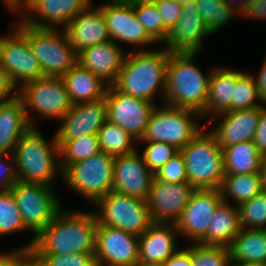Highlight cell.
Wrapping results in <instances>:
<instances>
[{"label":"cell","mask_w":266,"mask_h":266,"mask_svg":"<svg viewBox=\"0 0 266 266\" xmlns=\"http://www.w3.org/2000/svg\"><path fill=\"white\" fill-rule=\"evenodd\" d=\"M114 157L100 152L70 165L62 178L66 185L94 204L113 191Z\"/></svg>","instance_id":"8fae6325"},{"label":"cell","mask_w":266,"mask_h":266,"mask_svg":"<svg viewBox=\"0 0 266 266\" xmlns=\"http://www.w3.org/2000/svg\"><path fill=\"white\" fill-rule=\"evenodd\" d=\"M254 144L263 156H266V106H261V115L258 122V127L253 137Z\"/></svg>","instance_id":"7dc6e473"},{"label":"cell","mask_w":266,"mask_h":266,"mask_svg":"<svg viewBox=\"0 0 266 266\" xmlns=\"http://www.w3.org/2000/svg\"><path fill=\"white\" fill-rule=\"evenodd\" d=\"M94 204L98 210L94 211L98 225L119 228L140 236L153 223L147 200L141 198L111 191Z\"/></svg>","instance_id":"9c48e42d"},{"label":"cell","mask_w":266,"mask_h":266,"mask_svg":"<svg viewBox=\"0 0 266 266\" xmlns=\"http://www.w3.org/2000/svg\"><path fill=\"white\" fill-rule=\"evenodd\" d=\"M222 201L220 189H196L175 223L179 235L198 243L206 235L215 210Z\"/></svg>","instance_id":"9a60e30c"},{"label":"cell","mask_w":266,"mask_h":266,"mask_svg":"<svg viewBox=\"0 0 266 266\" xmlns=\"http://www.w3.org/2000/svg\"><path fill=\"white\" fill-rule=\"evenodd\" d=\"M91 1L30 0L26 13L23 12L24 16H22L23 19L21 17V20L25 24L37 28H60V26L64 28L75 16L85 11L91 5Z\"/></svg>","instance_id":"ffe728a7"},{"label":"cell","mask_w":266,"mask_h":266,"mask_svg":"<svg viewBox=\"0 0 266 266\" xmlns=\"http://www.w3.org/2000/svg\"><path fill=\"white\" fill-rule=\"evenodd\" d=\"M34 255L32 248H17L11 252H0V266H29Z\"/></svg>","instance_id":"bcb514c9"},{"label":"cell","mask_w":266,"mask_h":266,"mask_svg":"<svg viewBox=\"0 0 266 266\" xmlns=\"http://www.w3.org/2000/svg\"><path fill=\"white\" fill-rule=\"evenodd\" d=\"M229 249L231 264L266 262V229L241 228Z\"/></svg>","instance_id":"f546056e"},{"label":"cell","mask_w":266,"mask_h":266,"mask_svg":"<svg viewBox=\"0 0 266 266\" xmlns=\"http://www.w3.org/2000/svg\"><path fill=\"white\" fill-rule=\"evenodd\" d=\"M105 96L107 120L120 126L139 142L156 105L148 100L125 94L113 85H108Z\"/></svg>","instance_id":"4fadbf2b"},{"label":"cell","mask_w":266,"mask_h":266,"mask_svg":"<svg viewBox=\"0 0 266 266\" xmlns=\"http://www.w3.org/2000/svg\"><path fill=\"white\" fill-rule=\"evenodd\" d=\"M225 174H252L261 172L263 155L253 140L223 148Z\"/></svg>","instance_id":"4dcf8cb0"},{"label":"cell","mask_w":266,"mask_h":266,"mask_svg":"<svg viewBox=\"0 0 266 266\" xmlns=\"http://www.w3.org/2000/svg\"><path fill=\"white\" fill-rule=\"evenodd\" d=\"M189 254L193 266H231V254L228 247L194 243L189 246Z\"/></svg>","instance_id":"f35d334b"},{"label":"cell","mask_w":266,"mask_h":266,"mask_svg":"<svg viewBox=\"0 0 266 266\" xmlns=\"http://www.w3.org/2000/svg\"><path fill=\"white\" fill-rule=\"evenodd\" d=\"M241 228L266 229V192L238 205Z\"/></svg>","instance_id":"74e56055"},{"label":"cell","mask_w":266,"mask_h":266,"mask_svg":"<svg viewBox=\"0 0 266 266\" xmlns=\"http://www.w3.org/2000/svg\"><path fill=\"white\" fill-rule=\"evenodd\" d=\"M94 254L98 266H136L139 263V236L98 225Z\"/></svg>","instance_id":"5bb4252c"},{"label":"cell","mask_w":266,"mask_h":266,"mask_svg":"<svg viewBox=\"0 0 266 266\" xmlns=\"http://www.w3.org/2000/svg\"><path fill=\"white\" fill-rule=\"evenodd\" d=\"M169 54L165 47L154 51L141 48L139 51L127 52L112 85L125 94L150 102H154L156 91L160 90L164 100Z\"/></svg>","instance_id":"7a4b0ae2"},{"label":"cell","mask_w":266,"mask_h":266,"mask_svg":"<svg viewBox=\"0 0 266 266\" xmlns=\"http://www.w3.org/2000/svg\"><path fill=\"white\" fill-rule=\"evenodd\" d=\"M223 201L234 200L236 206L260 194L262 189L261 172L252 174H225L221 185Z\"/></svg>","instance_id":"1f68e13d"},{"label":"cell","mask_w":266,"mask_h":266,"mask_svg":"<svg viewBox=\"0 0 266 266\" xmlns=\"http://www.w3.org/2000/svg\"><path fill=\"white\" fill-rule=\"evenodd\" d=\"M16 89L15 94H12ZM18 95V88L13 84L9 74L0 66V104Z\"/></svg>","instance_id":"c3c4849f"},{"label":"cell","mask_w":266,"mask_h":266,"mask_svg":"<svg viewBox=\"0 0 266 266\" xmlns=\"http://www.w3.org/2000/svg\"><path fill=\"white\" fill-rule=\"evenodd\" d=\"M63 210L35 238L34 254L95 253L98 228L95 213Z\"/></svg>","instance_id":"6da1fadb"},{"label":"cell","mask_w":266,"mask_h":266,"mask_svg":"<svg viewBox=\"0 0 266 266\" xmlns=\"http://www.w3.org/2000/svg\"><path fill=\"white\" fill-rule=\"evenodd\" d=\"M62 173L72 164L101 152L97 134L84 135L73 140H57Z\"/></svg>","instance_id":"d6a6232c"},{"label":"cell","mask_w":266,"mask_h":266,"mask_svg":"<svg viewBox=\"0 0 266 266\" xmlns=\"http://www.w3.org/2000/svg\"><path fill=\"white\" fill-rule=\"evenodd\" d=\"M29 266H44V264L35 255H33L30 258V265Z\"/></svg>","instance_id":"6f0895ef"},{"label":"cell","mask_w":266,"mask_h":266,"mask_svg":"<svg viewBox=\"0 0 266 266\" xmlns=\"http://www.w3.org/2000/svg\"><path fill=\"white\" fill-rule=\"evenodd\" d=\"M249 19L266 20V0H252L241 15Z\"/></svg>","instance_id":"681fc988"},{"label":"cell","mask_w":266,"mask_h":266,"mask_svg":"<svg viewBox=\"0 0 266 266\" xmlns=\"http://www.w3.org/2000/svg\"><path fill=\"white\" fill-rule=\"evenodd\" d=\"M231 266H266V262H264V263L240 262V263L231 264Z\"/></svg>","instance_id":"9f6ffc18"},{"label":"cell","mask_w":266,"mask_h":266,"mask_svg":"<svg viewBox=\"0 0 266 266\" xmlns=\"http://www.w3.org/2000/svg\"><path fill=\"white\" fill-rule=\"evenodd\" d=\"M210 35L196 2H190L183 5L164 47L171 53H199L203 39Z\"/></svg>","instance_id":"44dd1931"},{"label":"cell","mask_w":266,"mask_h":266,"mask_svg":"<svg viewBox=\"0 0 266 266\" xmlns=\"http://www.w3.org/2000/svg\"><path fill=\"white\" fill-rule=\"evenodd\" d=\"M9 8L10 13H17L18 11L23 15V11L26 12L30 0H1Z\"/></svg>","instance_id":"f5cc1de1"},{"label":"cell","mask_w":266,"mask_h":266,"mask_svg":"<svg viewBox=\"0 0 266 266\" xmlns=\"http://www.w3.org/2000/svg\"><path fill=\"white\" fill-rule=\"evenodd\" d=\"M180 153L187 180L195 189H220L225 176L223 149L216 138L203 128Z\"/></svg>","instance_id":"5b68a950"},{"label":"cell","mask_w":266,"mask_h":266,"mask_svg":"<svg viewBox=\"0 0 266 266\" xmlns=\"http://www.w3.org/2000/svg\"><path fill=\"white\" fill-rule=\"evenodd\" d=\"M99 8L105 16L109 37L117 43L129 44L141 48L149 44H157L148 35L134 12L133 2L128 0H109ZM123 41V42H122Z\"/></svg>","instance_id":"2e32d148"},{"label":"cell","mask_w":266,"mask_h":266,"mask_svg":"<svg viewBox=\"0 0 266 266\" xmlns=\"http://www.w3.org/2000/svg\"><path fill=\"white\" fill-rule=\"evenodd\" d=\"M10 191L25 228L35 233L21 248H32L35 238L50 224L63 205L52 186L17 181Z\"/></svg>","instance_id":"52a82bcc"},{"label":"cell","mask_w":266,"mask_h":266,"mask_svg":"<svg viewBox=\"0 0 266 266\" xmlns=\"http://www.w3.org/2000/svg\"><path fill=\"white\" fill-rule=\"evenodd\" d=\"M154 174L137 149L133 153L114 157L113 191L147 200Z\"/></svg>","instance_id":"ac0fdd59"},{"label":"cell","mask_w":266,"mask_h":266,"mask_svg":"<svg viewBox=\"0 0 266 266\" xmlns=\"http://www.w3.org/2000/svg\"><path fill=\"white\" fill-rule=\"evenodd\" d=\"M73 105L105 97L108 84L76 63L63 77Z\"/></svg>","instance_id":"83f0119b"},{"label":"cell","mask_w":266,"mask_h":266,"mask_svg":"<svg viewBox=\"0 0 266 266\" xmlns=\"http://www.w3.org/2000/svg\"><path fill=\"white\" fill-rule=\"evenodd\" d=\"M154 176L158 180L168 183L188 182L185 161L180 151L164 164Z\"/></svg>","instance_id":"7bdbcfd3"},{"label":"cell","mask_w":266,"mask_h":266,"mask_svg":"<svg viewBox=\"0 0 266 266\" xmlns=\"http://www.w3.org/2000/svg\"><path fill=\"white\" fill-rule=\"evenodd\" d=\"M24 105L17 95L0 104V154H13L20 137L30 128Z\"/></svg>","instance_id":"484cf974"},{"label":"cell","mask_w":266,"mask_h":266,"mask_svg":"<svg viewBox=\"0 0 266 266\" xmlns=\"http://www.w3.org/2000/svg\"><path fill=\"white\" fill-rule=\"evenodd\" d=\"M18 96L31 127H35V124L30 113L60 121L73 106L62 77L45 76L29 81L18 89Z\"/></svg>","instance_id":"30bf717a"},{"label":"cell","mask_w":266,"mask_h":266,"mask_svg":"<svg viewBox=\"0 0 266 266\" xmlns=\"http://www.w3.org/2000/svg\"><path fill=\"white\" fill-rule=\"evenodd\" d=\"M162 266H193L192 258L189 254V246L182 250H178L173 256L165 261Z\"/></svg>","instance_id":"f907efd6"},{"label":"cell","mask_w":266,"mask_h":266,"mask_svg":"<svg viewBox=\"0 0 266 266\" xmlns=\"http://www.w3.org/2000/svg\"><path fill=\"white\" fill-rule=\"evenodd\" d=\"M126 53L120 45L110 40L77 52V63L112 85L122 68Z\"/></svg>","instance_id":"7402d4cb"},{"label":"cell","mask_w":266,"mask_h":266,"mask_svg":"<svg viewBox=\"0 0 266 266\" xmlns=\"http://www.w3.org/2000/svg\"><path fill=\"white\" fill-rule=\"evenodd\" d=\"M19 20L16 26L28 37L44 76L63 77L77 63V52L63 28H37Z\"/></svg>","instance_id":"8992f818"},{"label":"cell","mask_w":266,"mask_h":266,"mask_svg":"<svg viewBox=\"0 0 266 266\" xmlns=\"http://www.w3.org/2000/svg\"><path fill=\"white\" fill-rule=\"evenodd\" d=\"M136 266H162L160 264H144V263H138Z\"/></svg>","instance_id":"91938a15"},{"label":"cell","mask_w":266,"mask_h":266,"mask_svg":"<svg viewBox=\"0 0 266 266\" xmlns=\"http://www.w3.org/2000/svg\"><path fill=\"white\" fill-rule=\"evenodd\" d=\"M195 190L188 182L168 183L154 176L147 199L152 221L176 223Z\"/></svg>","instance_id":"e0dca14e"},{"label":"cell","mask_w":266,"mask_h":266,"mask_svg":"<svg viewBox=\"0 0 266 266\" xmlns=\"http://www.w3.org/2000/svg\"><path fill=\"white\" fill-rule=\"evenodd\" d=\"M134 12L148 35L158 44L166 43L169 30L164 26L162 18L153 1H134Z\"/></svg>","instance_id":"e575fe53"},{"label":"cell","mask_w":266,"mask_h":266,"mask_svg":"<svg viewBox=\"0 0 266 266\" xmlns=\"http://www.w3.org/2000/svg\"><path fill=\"white\" fill-rule=\"evenodd\" d=\"M61 120L62 123L55 132L56 140H73L97 134L107 120L106 96L73 105Z\"/></svg>","instance_id":"d6986e66"},{"label":"cell","mask_w":266,"mask_h":266,"mask_svg":"<svg viewBox=\"0 0 266 266\" xmlns=\"http://www.w3.org/2000/svg\"><path fill=\"white\" fill-rule=\"evenodd\" d=\"M235 1L237 0H223V2H225L229 7H231L236 13L242 15L244 11L247 9L248 4L252 0H240V1L238 0L237 1L238 4H235L234 3Z\"/></svg>","instance_id":"db71d44e"},{"label":"cell","mask_w":266,"mask_h":266,"mask_svg":"<svg viewBox=\"0 0 266 266\" xmlns=\"http://www.w3.org/2000/svg\"><path fill=\"white\" fill-rule=\"evenodd\" d=\"M91 7L80 12L63 28L76 52L111 40L103 11Z\"/></svg>","instance_id":"d4e9b609"},{"label":"cell","mask_w":266,"mask_h":266,"mask_svg":"<svg viewBox=\"0 0 266 266\" xmlns=\"http://www.w3.org/2000/svg\"><path fill=\"white\" fill-rule=\"evenodd\" d=\"M0 37V66L19 89L23 84L45 77L32 52L28 37L17 27Z\"/></svg>","instance_id":"7c38bea8"},{"label":"cell","mask_w":266,"mask_h":266,"mask_svg":"<svg viewBox=\"0 0 266 266\" xmlns=\"http://www.w3.org/2000/svg\"><path fill=\"white\" fill-rule=\"evenodd\" d=\"M243 73L231 68H213L208 86L206 115L213 117L223 112H231L235 85Z\"/></svg>","instance_id":"4316f807"},{"label":"cell","mask_w":266,"mask_h":266,"mask_svg":"<svg viewBox=\"0 0 266 266\" xmlns=\"http://www.w3.org/2000/svg\"><path fill=\"white\" fill-rule=\"evenodd\" d=\"M254 77L255 85L257 91L259 93L260 98L262 99V103L266 102V57L263 61L260 72Z\"/></svg>","instance_id":"816d5d0a"},{"label":"cell","mask_w":266,"mask_h":266,"mask_svg":"<svg viewBox=\"0 0 266 266\" xmlns=\"http://www.w3.org/2000/svg\"><path fill=\"white\" fill-rule=\"evenodd\" d=\"M261 176H262V189L263 192H266V156L263 157Z\"/></svg>","instance_id":"11a10c76"},{"label":"cell","mask_w":266,"mask_h":266,"mask_svg":"<svg viewBox=\"0 0 266 266\" xmlns=\"http://www.w3.org/2000/svg\"><path fill=\"white\" fill-rule=\"evenodd\" d=\"M240 229L238 206L222 201L215 210L206 235L198 243L229 248Z\"/></svg>","instance_id":"f1b7e54d"},{"label":"cell","mask_w":266,"mask_h":266,"mask_svg":"<svg viewBox=\"0 0 266 266\" xmlns=\"http://www.w3.org/2000/svg\"><path fill=\"white\" fill-rule=\"evenodd\" d=\"M129 2H134V1H150V0H128ZM152 1V0H151Z\"/></svg>","instance_id":"94428289"},{"label":"cell","mask_w":266,"mask_h":266,"mask_svg":"<svg viewBox=\"0 0 266 266\" xmlns=\"http://www.w3.org/2000/svg\"><path fill=\"white\" fill-rule=\"evenodd\" d=\"M44 266H98L94 253L34 254Z\"/></svg>","instance_id":"b9f144b4"},{"label":"cell","mask_w":266,"mask_h":266,"mask_svg":"<svg viewBox=\"0 0 266 266\" xmlns=\"http://www.w3.org/2000/svg\"><path fill=\"white\" fill-rule=\"evenodd\" d=\"M141 143H147L142 156L147 167L153 174L159 171V169L166 164L172 157L178 152L174 145L159 142V141H140Z\"/></svg>","instance_id":"60d3db41"},{"label":"cell","mask_w":266,"mask_h":266,"mask_svg":"<svg viewBox=\"0 0 266 266\" xmlns=\"http://www.w3.org/2000/svg\"><path fill=\"white\" fill-rule=\"evenodd\" d=\"M97 136L101 151L110 156L126 155L136 150L134 142L137 140L120 126L108 120L99 129Z\"/></svg>","instance_id":"836d02e7"},{"label":"cell","mask_w":266,"mask_h":266,"mask_svg":"<svg viewBox=\"0 0 266 266\" xmlns=\"http://www.w3.org/2000/svg\"><path fill=\"white\" fill-rule=\"evenodd\" d=\"M159 11L164 26L171 31L182 14L183 5L173 0H152Z\"/></svg>","instance_id":"f6af8a7d"},{"label":"cell","mask_w":266,"mask_h":266,"mask_svg":"<svg viewBox=\"0 0 266 266\" xmlns=\"http://www.w3.org/2000/svg\"><path fill=\"white\" fill-rule=\"evenodd\" d=\"M195 2L211 35L228 24L237 14L223 0H195Z\"/></svg>","instance_id":"d590c367"},{"label":"cell","mask_w":266,"mask_h":266,"mask_svg":"<svg viewBox=\"0 0 266 266\" xmlns=\"http://www.w3.org/2000/svg\"><path fill=\"white\" fill-rule=\"evenodd\" d=\"M197 55L198 53L170 52L166 69V92L162 102L169 106L196 111L204 118L213 69L205 76L194 64Z\"/></svg>","instance_id":"3957f363"},{"label":"cell","mask_w":266,"mask_h":266,"mask_svg":"<svg viewBox=\"0 0 266 266\" xmlns=\"http://www.w3.org/2000/svg\"><path fill=\"white\" fill-rule=\"evenodd\" d=\"M196 117L202 118L196 111L163 103L152 111L139 141L165 142L180 150L203 129L196 123Z\"/></svg>","instance_id":"ba28073f"},{"label":"cell","mask_w":266,"mask_h":266,"mask_svg":"<svg viewBox=\"0 0 266 266\" xmlns=\"http://www.w3.org/2000/svg\"><path fill=\"white\" fill-rule=\"evenodd\" d=\"M17 181L14 154H0V193L9 191Z\"/></svg>","instance_id":"ee69618b"},{"label":"cell","mask_w":266,"mask_h":266,"mask_svg":"<svg viewBox=\"0 0 266 266\" xmlns=\"http://www.w3.org/2000/svg\"><path fill=\"white\" fill-rule=\"evenodd\" d=\"M50 139L47 141L36 127L20 137L13 153L18 181L51 186L56 175L62 177L55 134Z\"/></svg>","instance_id":"277c9868"},{"label":"cell","mask_w":266,"mask_h":266,"mask_svg":"<svg viewBox=\"0 0 266 266\" xmlns=\"http://www.w3.org/2000/svg\"><path fill=\"white\" fill-rule=\"evenodd\" d=\"M175 223L153 222L139 236V263L162 265L179 249H177Z\"/></svg>","instance_id":"cb8c5ba5"},{"label":"cell","mask_w":266,"mask_h":266,"mask_svg":"<svg viewBox=\"0 0 266 266\" xmlns=\"http://www.w3.org/2000/svg\"><path fill=\"white\" fill-rule=\"evenodd\" d=\"M261 115V106L238 110L233 112H223L212 118L221 119L216 127L209 132L216 138V141L223 149L228 145L237 144L253 140L254 133L258 127ZM222 118H221V117Z\"/></svg>","instance_id":"603a6c76"},{"label":"cell","mask_w":266,"mask_h":266,"mask_svg":"<svg viewBox=\"0 0 266 266\" xmlns=\"http://www.w3.org/2000/svg\"><path fill=\"white\" fill-rule=\"evenodd\" d=\"M257 91L253 74L244 72L238 79L235 85L232 102L231 112L238 110L252 109L262 106L264 103Z\"/></svg>","instance_id":"8d00e7d4"},{"label":"cell","mask_w":266,"mask_h":266,"mask_svg":"<svg viewBox=\"0 0 266 266\" xmlns=\"http://www.w3.org/2000/svg\"><path fill=\"white\" fill-rule=\"evenodd\" d=\"M173 1L178 3V4L184 5V4H187L190 2H194L195 0H173Z\"/></svg>","instance_id":"680465c9"},{"label":"cell","mask_w":266,"mask_h":266,"mask_svg":"<svg viewBox=\"0 0 266 266\" xmlns=\"http://www.w3.org/2000/svg\"><path fill=\"white\" fill-rule=\"evenodd\" d=\"M26 230L12 192L0 193V235Z\"/></svg>","instance_id":"ab89813d"}]
</instances>
